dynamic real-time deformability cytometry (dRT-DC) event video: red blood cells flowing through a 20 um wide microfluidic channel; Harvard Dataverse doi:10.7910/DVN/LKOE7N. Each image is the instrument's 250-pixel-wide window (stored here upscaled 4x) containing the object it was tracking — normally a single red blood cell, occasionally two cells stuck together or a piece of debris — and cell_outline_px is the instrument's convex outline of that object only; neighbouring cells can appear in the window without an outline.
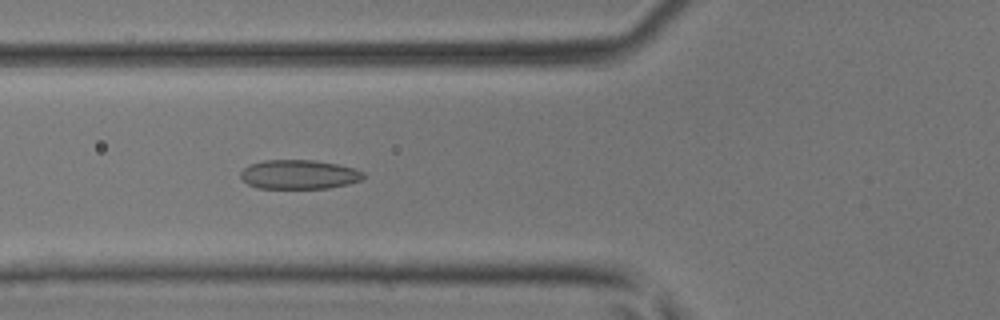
{"species": "common noctule bat (a hibernating species)", "species_latin": "Nyctalus noctula", "temperature_condition": "room temperature", "stored_images_in_passage": 34, "camera_frame_rate_fps": 3000, "um_per_image_px": 0.085, "animal": {"sex": "male", "body_mass_g": 17.9, "forearm_length_mm": 54.2}, "frame": {"image": 1, "passage_image": 7, "time_ms": 2.0, "image_size_px": [1000, 320], "cell_outline_px": [[364, 176], [360, 180], [348, 184], [328, 188], [256, 188], [248, 184], [240, 176], [240, 172], [248, 164], [264, 160], [312, 160], [336, 164], [356, 168], [364, 172]], "centroid_in_image_um": [25.4, 14.82], "position_along_channel_um": 100.4, "area_um2": 20.92}}
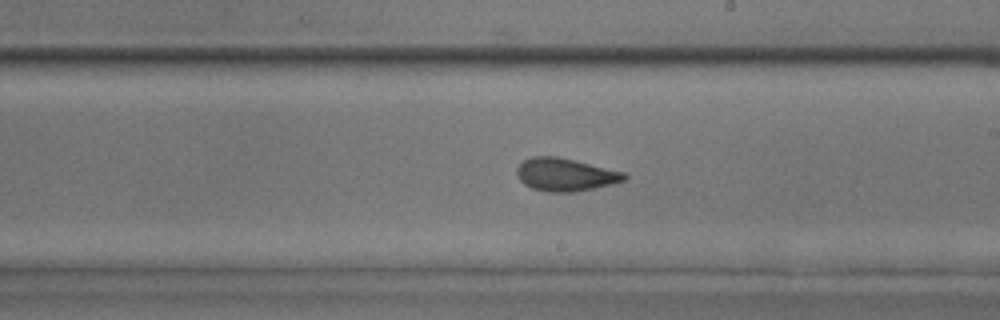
{"frame": {"image": 2, "passage_image": 17, "time_ms": 5.333, "image_size_px": [1000, 320], "cell_outline_px": [[628, 176], [624, 180], [612, 184], [572, 192], [548, 192], [532, 188], [524, 184], [520, 180], [516, 172], [516, 168], [524, 160], [532, 156], [556, 156], [624, 172]], "centroid_in_image_um": [48.02, 14.84], "position_along_channel_um": 241.0, "area_um2": 20.35}}
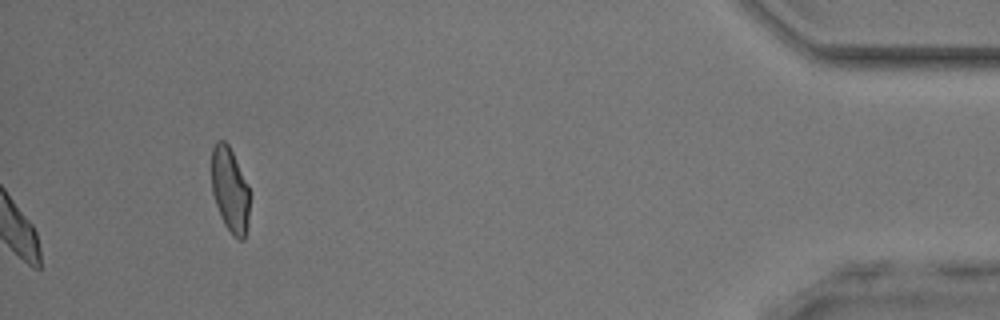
{"frame": {"image": 3, "passage_image": 34, "time_ms": 11.0, "image_size_px": [1000, 320], "cell_outline_px": [[248, 220], [244, 240], [240, 240], [232, 236], [224, 224], [220, 216], [212, 192], [212, 148], [216, 140], [224, 140], [228, 144], [248, 184]], "centroid_in_image_um": [19.53, 16.14], "position_along_channel_um": 415.7, "area_um2": 18.73}, "authors_computed_cell_mechanics": {"area_um2": 19.9699, "velocity_mm_per_s": 4.2261, "shape_relaxation_time_tau1_ms": 6.2355, "shape_relaxation_time_tau2_ms": 1.5083, "deformation_change_tau1": 0.1596, "deformation_change_tau2": 0.0695}}